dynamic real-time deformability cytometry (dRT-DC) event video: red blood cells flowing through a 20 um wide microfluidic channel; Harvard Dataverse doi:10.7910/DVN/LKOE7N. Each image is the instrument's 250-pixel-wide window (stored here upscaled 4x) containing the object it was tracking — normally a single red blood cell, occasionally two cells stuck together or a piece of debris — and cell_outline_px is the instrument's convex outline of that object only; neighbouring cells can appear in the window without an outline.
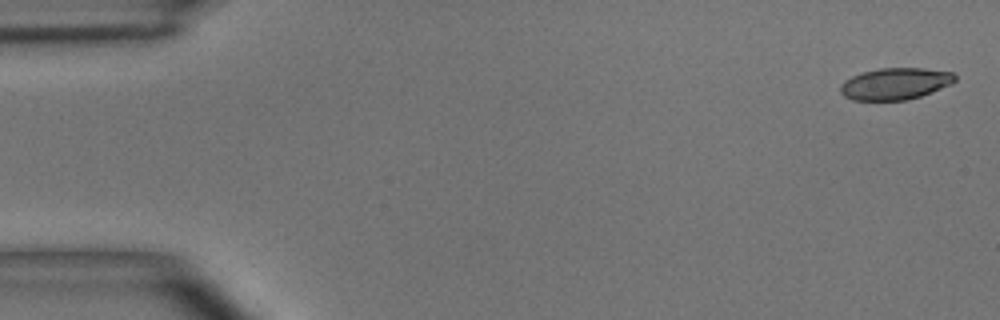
{"species": "common noctule bat (a hibernating species)", "species_latin": "Nyctalus noctula", "temperature_condition": "room temperature", "stored_images_in_passage": 3, "camera_frame_rate_fps": 3000, "um_per_image_px": 0.085, "animal": {"sex": "male", "body_mass_g": 15.6}, "frame": {"image": 1, "passage_image": 1, "time_ms": 0.0, "image_size_px": [1000, 320], "cell_outline_px": [[956, 80], [952, 84], [920, 96], [904, 100], [852, 100], [844, 96], [840, 92], [840, 84], [844, 80], [852, 76], [864, 72], [880, 68], [924, 68], [952, 72], [956, 76]], "centroid_in_image_um": [76.09, 7.11], "position_along_channel_um": 8.9, "area_um2": 21.15}}